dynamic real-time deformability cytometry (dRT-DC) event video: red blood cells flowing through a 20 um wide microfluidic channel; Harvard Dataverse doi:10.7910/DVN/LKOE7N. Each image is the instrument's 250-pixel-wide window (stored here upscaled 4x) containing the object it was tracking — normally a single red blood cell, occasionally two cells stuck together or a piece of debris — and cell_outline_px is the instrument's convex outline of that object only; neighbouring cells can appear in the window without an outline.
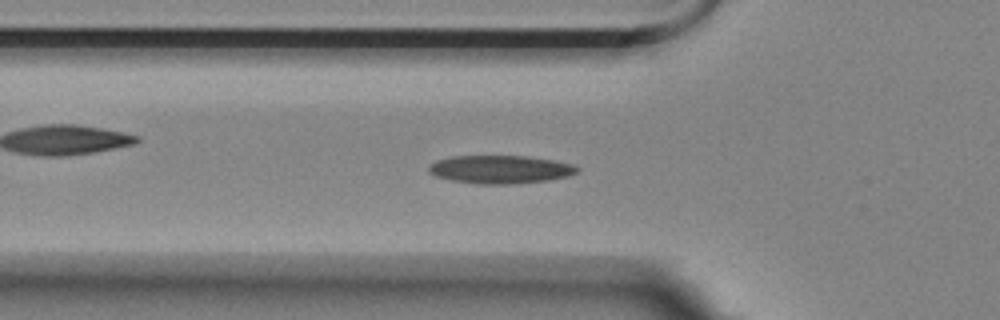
{"species": "Egyptian fruit bat (a non-hibernating species)", "species_latin": "Rousettus aegyptiacus", "temperature_condition": "room temperature", "stored_images_in_passage": 46, "camera_frame_rate_fps": 3000, "um_per_image_px": 0.085, "animal": {"sex": "female"}, "frame": {"image": 1, "passage_image": 12, "time_ms": 3.667, "image_size_px": [1000, 320], "cell_outline_px": [[580, 168], [576, 172], [568, 176], [548, 180], [508, 184], [476, 184], [452, 180], [436, 176], [428, 172], [428, 164], [436, 160], [452, 156], [524, 156], [552, 160], [572, 164]], "centroid_in_image_um": [42.47, 14.4], "position_along_channel_um": 83.3, "area_um2": 24.28}}
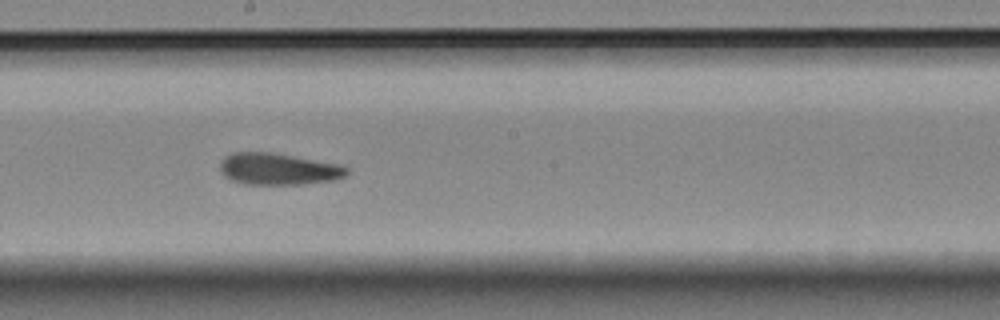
{"frame": {"image": 2, "passage_image": 24, "time_ms": 7.667, "image_size_px": [1000, 320], "cell_outline_px": [[348, 172], [344, 176], [332, 180], [300, 184], [244, 184], [232, 180], [224, 176], [220, 168], [220, 164], [232, 152], [272, 152], [344, 164], [348, 168]], "centroid_in_image_um": [23.7, 14.35], "position_along_channel_um": 224.5, "area_um2": 23.41}}
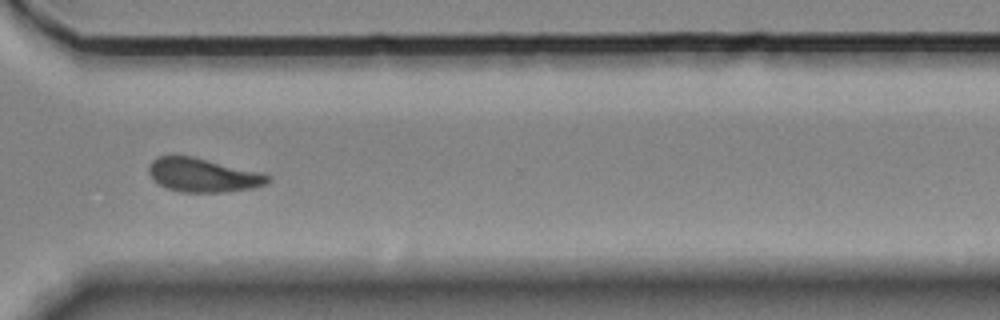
{"frame": {"image": 3, "passage_image": 35, "time_ms": 11.333, "image_size_px": [1000, 320], "cell_outline_px": [[272, 180], [268, 184], [252, 188], [224, 192], [180, 192], [168, 188], [152, 180], [148, 172], [148, 168], [152, 160], [156, 156], [192, 156], [260, 172], [272, 176]], "centroid_in_image_um": [17.26, 14.89], "position_along_channel_um": 353.3, "area_um2": 23.52}, "authors_computed_cell_mechanics": {"area_um2": 23.1489, "velocity_mm_per_s": 3.5108, "shape_relaxation_time_tau1_ms": 7.6508, "shape_relaxation_time_tau2_ms": 3.2692, "deformation_change_tau1": 0.1741, "deformation_change_tau2": 0.104}}